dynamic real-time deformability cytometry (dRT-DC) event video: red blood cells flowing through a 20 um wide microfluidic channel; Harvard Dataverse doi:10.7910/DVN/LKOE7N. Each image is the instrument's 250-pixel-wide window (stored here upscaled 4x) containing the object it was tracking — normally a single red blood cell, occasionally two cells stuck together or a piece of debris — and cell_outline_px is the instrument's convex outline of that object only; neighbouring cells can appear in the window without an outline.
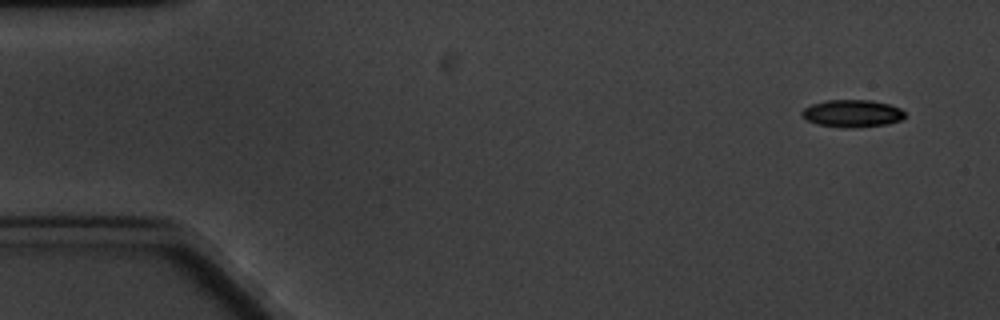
{"species": "common noctule bat (a hibernating species)", "species_latin": "Nyctalus noctula", "temperature_condition": "cold", "stored_images_in_passage": 6, "segment_of_instrument_passage": [1, 2], "camera_frame_rate_fps": 3000, "um_per_image_px": 0.085, "animal": {"sex": "male", "body_mass_g": 20.1, "forearm_length_mm": 53.5}, "frame": {"image": 1, "passage_image": 1, "time_ms": 0.0, "image_size_px": [1000, 320], "cell_outline_px": [[904, 116], [900, 120], [888, 124], [856, 128], [844, 128], [816, 124], [808, 120], [800, 112], [804, 108], [812, 104], [824, 100], [872, 100], [888, 104], [900, 108], [904, 112]], "centroid_in_image_um": [72.43, 9.65], "position_along_channel_um": 12.6, "area_um2": 16.47}}
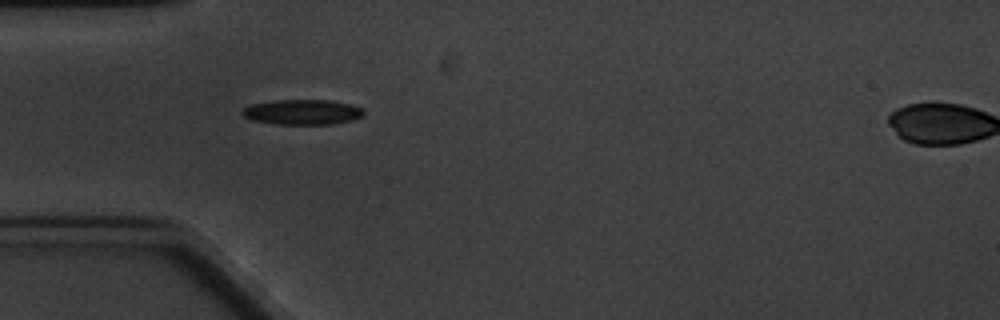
{"frame": {"image": 2, "passage_image": 5, "time_ms": 4.667, "image_size_px": [1000, 320], "cell_outline_px": [[364, 116], [352, 120], [332, 124], [276, 124], [252, 120], [244, 116], [240, 112], [244, 108], [252, 104], [272, 100], [328, 100], [352, 104], [364, 108]], "centroid_in_image_um": [25.73, 9.52], "position_along_channel_um": 59.3, "area_um2": 17.92}}